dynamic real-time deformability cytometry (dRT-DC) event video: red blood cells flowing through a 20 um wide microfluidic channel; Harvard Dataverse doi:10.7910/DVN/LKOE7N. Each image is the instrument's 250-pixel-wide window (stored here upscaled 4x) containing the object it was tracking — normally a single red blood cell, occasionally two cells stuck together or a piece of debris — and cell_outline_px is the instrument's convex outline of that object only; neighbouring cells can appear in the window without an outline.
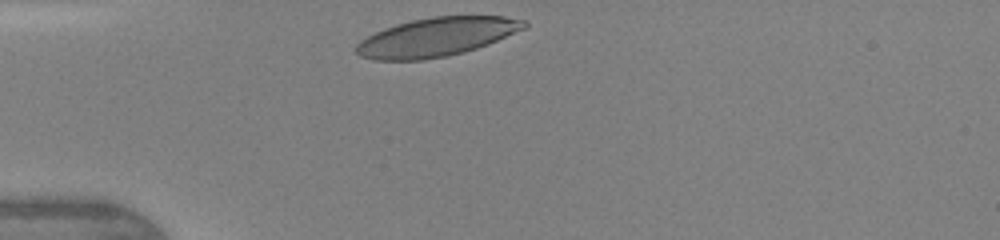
{"species": "human", "species_latin": "Homo sapiens", "temperature_condition": "warm", "stored_images_in_passage": 27, "camera_frame_rate_fps": 3000, "um_per_image_px": 0.085, "donor": {"sex": "female"}, "frame": {"image": 1, "passage_image": 1, "time_ms": 0.0, "image_size_px": [1000, 240], "cell_outline_px": [[528, 28], [488, 44], [464, 52], [448, 56], [424, 60], [376, 60], [360, 56], [356, 52], [356, 44], [360, 40], [384, 28], [396, 24], [412, 20], [432, 16], [504, 16], [528, 20]], "centroid_in_image_um": [37.16, 3.14], "position_along_channel_um": 47.8, "area_um2": 38.15}, "authors_computed_cell_mechanics": {"area_um2": 38.9572, "velocity_mm_per_s": 4.3596, "shape_relaxation_time_tau1_ms": 2.729, "shape_relaxation_time_tau2_ms": 0.855, "deformation_change_tau1": 0.1423, "deformation_change_tau2": 0.07}}